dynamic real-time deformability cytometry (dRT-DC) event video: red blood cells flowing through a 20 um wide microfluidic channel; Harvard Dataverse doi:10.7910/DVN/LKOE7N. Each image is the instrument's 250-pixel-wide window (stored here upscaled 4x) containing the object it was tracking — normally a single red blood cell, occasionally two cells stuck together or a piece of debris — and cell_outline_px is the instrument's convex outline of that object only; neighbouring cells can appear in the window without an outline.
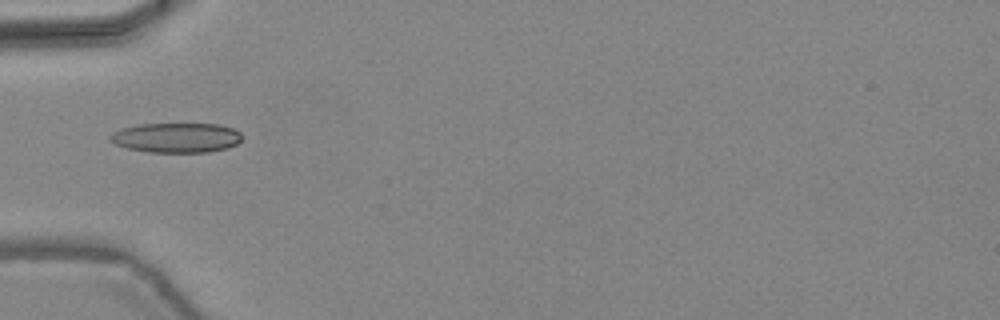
{"species": "common noctule bat (a hibernating species)", "species_latin": "Nyctalus noctula", "temperature_condition": "warm", "stored_images_in_passage": 31, "camera_frame_rate_fps": 3000, "um_per_image_px": 0.085, "animal": {"sex": "female", "body_mass_g": 24.6, "forearm_length_mm": 56.2}, "frame": {"image": 1, "passage_image": 1, "time_ms": 0.0, "image_size_px": [1000, 320], "cell_outline_px": [[240, 140], [236, 144], [228, 148], [208, 152], [148, 152], [128, 148], [116, 144], [108, 136], [112, 132], [120, 128], [140, 124], [216, 124], [232, 128], [240, 132]], "centroid_in_image_um": [14.97, 11.7], "position_along_channel_um": 70.0, "area_um2": 22.77}}
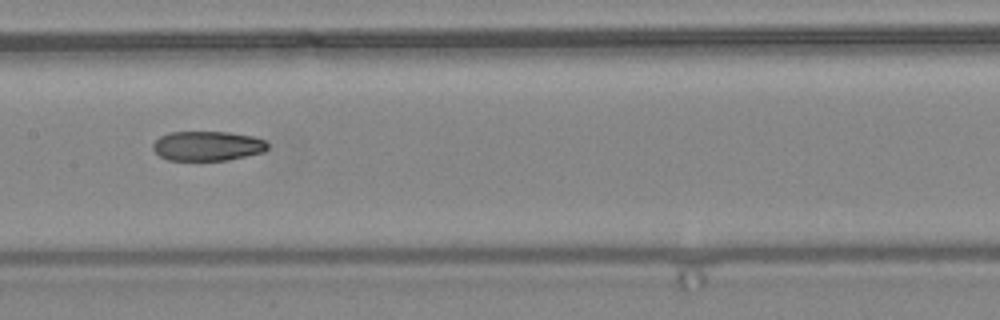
{"frame": {"image": 2, "passage_image": 9, "time_ms": 2.667, "image_size_px": [1000, 320], "cell_outline_px": [[268, 148], [264, 152], [228, 160], [168, 160], [160, 156], [152, 148], [152, 144], [160, 136], [168, 132], [228, 132], [252, 136], [264, 140], [268, 144]], "centroid_in_image_um": [17.63, 12.4], "position_along_channel_um": 189.8, "area_um2": 19.83}}
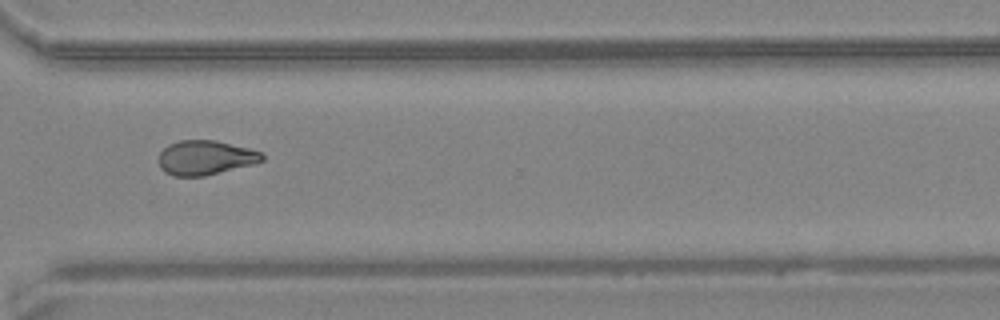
{"frame": {"image": 3, "passage_image": 20, "time_ms": 6.333, "image_size_px": [1000, 320], "cell_outline_px": [[264, 160], [252, 164], [204, 176], [172, 176], [164, 172], [160, 168], [160, 152], [168, 144], [180, 140], [216, 140], [264, 152]], "centroid_in_image_um": [17.46, 13.39], "position_along_channel_um": 353.1, "area_um2": 20.75}, "authors_computed_cell_mechanics": {"area_um2": 20.4612, "velocity_mm_per_s": 4.4681, "shape_relaxation_time_tau1_ms": null, "shape_relaxation_time_tau2_ms": 5.4503, "deformation_change_tau1": null, "deformation_change_tau2": 0.1381}}